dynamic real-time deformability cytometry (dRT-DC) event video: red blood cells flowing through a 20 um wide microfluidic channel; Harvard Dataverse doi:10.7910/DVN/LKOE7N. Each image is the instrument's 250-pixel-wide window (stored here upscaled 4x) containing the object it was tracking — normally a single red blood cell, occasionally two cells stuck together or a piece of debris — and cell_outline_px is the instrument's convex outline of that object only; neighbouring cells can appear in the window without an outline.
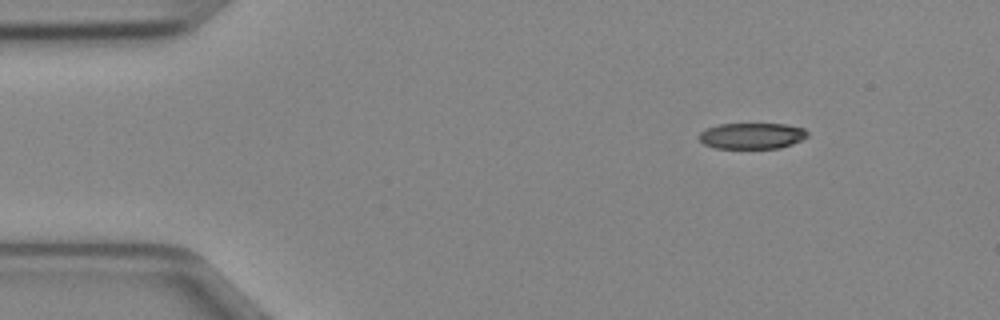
{"species": "Egyptian fruit bat (a non-hibernating species)", "species_latin": "Rousettus aegyptiacus", "temperature_condition": "cold", "stored_images_in_passage": 45, "camera_frame_rate_fps": 3000, "um_per_image_px": 0.085, "animal": {"sex": "female"}, "frame": {"image": 1, "passage_image": 1, "time_ms": 0.0, "image_size_px": [1000, 320], "cell_outline_px": [[808, 136], [792, 144], [780, 148], [716, 148], [704, 144], [700, 140], [700, 132], [708, 128], [720, 124], [784, 124], [804, 128], [808, 132]], "centroid_in_image_um": [63.94, 11.55], "position_along_channel_um": 21.1, "area_um2": 16.3}}
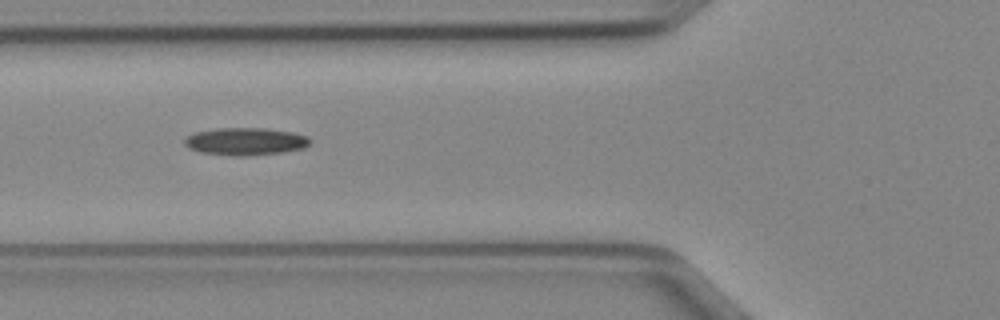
{"frame": {"image": 2, "passage_image": 13, "time_ms": 4.0, "image_size_px": [1000, 320], "cell_outline_px": [[312, 140], [304, 148], [284, 152], [244, 156], [232, 156], [200, 152], [188, 148], [184, 144], [184, 136], [192, 132], [216, 128], [264, 128], [292, 132], [308, 136]], "centroid_in_image_um": [20.82, 12.02], "position_along_channel_um": 105.0, "area_um2": 20.4}}
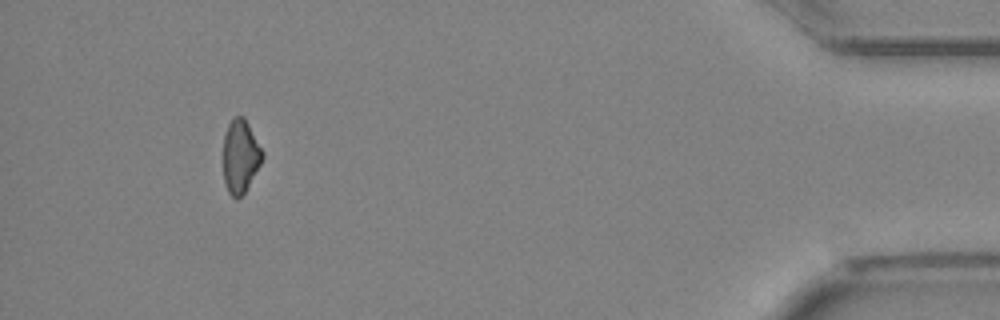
{"frame": {"image": 3, "passage_image": 41, "time_ms": 13.333, "image_size_px": [1000, 320], "cell_outline_px": [[264, 156], [260, 164], [244, 192], [236, 200], [228, 192], [224, 184], [224, 132], [232, 116], [244, 116], [264, 152]], "centroid_in_image_um": [20.42, 13.25], "position_along_channel_um": 414.8, "area_um2": 16.7}}